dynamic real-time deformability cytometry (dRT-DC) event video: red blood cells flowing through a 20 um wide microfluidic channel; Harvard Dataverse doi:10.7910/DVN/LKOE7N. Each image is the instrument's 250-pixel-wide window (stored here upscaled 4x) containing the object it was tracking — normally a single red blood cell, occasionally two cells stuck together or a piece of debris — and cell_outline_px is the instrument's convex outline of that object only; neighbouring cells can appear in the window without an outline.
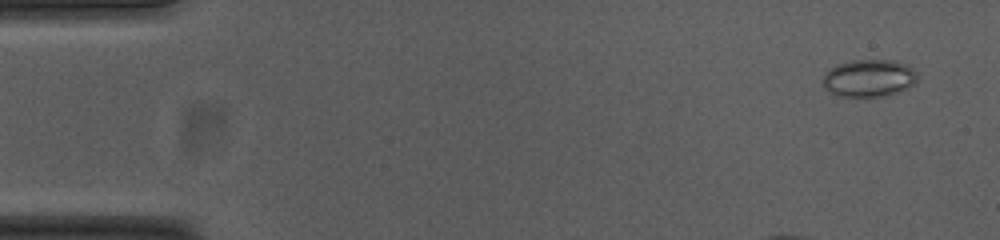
{"species": "common noctule bat (a hibernating species)", "species_latin": "Nyctalus noctula", "temperature_condition": "cold", "stored_images_in_passage": 16, "camera_frame_rate_fps": 3000, "um_per_image_px": 0.085, "animal": {"sex": "female", "body_mass_g": 23.0, "forearm_length_mm": 53.4}, "frame": {"image": 1, "passage_image": 3, "time_ms": 0.667, "image_size_px": [1000, 240], "cell_outline_px": [[916, 84], [900, 92], [880, 96], [844, 96], [832, 92], [824, 88], [824, 72], [836, 64], [852, 60], [896, 60], [912, 68], [916, 72]], "centroid_in_image_um": [73.88, 6.62], "position_along_channel_um": 11.1, "area_um2": 20.52}}